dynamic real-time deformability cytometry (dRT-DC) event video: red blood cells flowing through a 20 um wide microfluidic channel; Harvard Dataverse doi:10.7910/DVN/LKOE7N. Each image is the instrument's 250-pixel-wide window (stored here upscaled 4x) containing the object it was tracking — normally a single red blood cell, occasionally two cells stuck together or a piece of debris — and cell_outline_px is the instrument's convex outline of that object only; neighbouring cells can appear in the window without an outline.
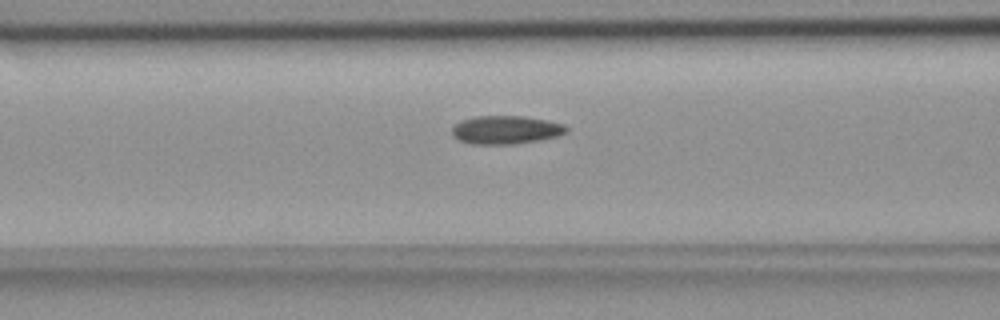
{"species": "common noctule bat (a hibernating species)", "species_latin": "Nyctalus noctula", "temperature_condition": "room temperature", "stored_images_in_passage": 39, "camera_frame_rate_fps": 3000, "um_per_image_px": 0.085, "animal": {"sex": "female", "body_mass_g": 18.4}, "frame": {"image": 1, "passage_image": 6, "time_ms": 1.667, "image_size_px": [1000, 320], "cell_outline_px": [[568, 132], [556, 136], [536, 140], [512, 144], [472, 144], [460, 140], [452, 136], [452, 128], [460, 120], [476, 116], [524, 116], [564, 124], [568, 128]], "centroid_in_image_um": [42.97, 11.03], "position_along_channel_um": 123.6, "area_um2": 18.73}}
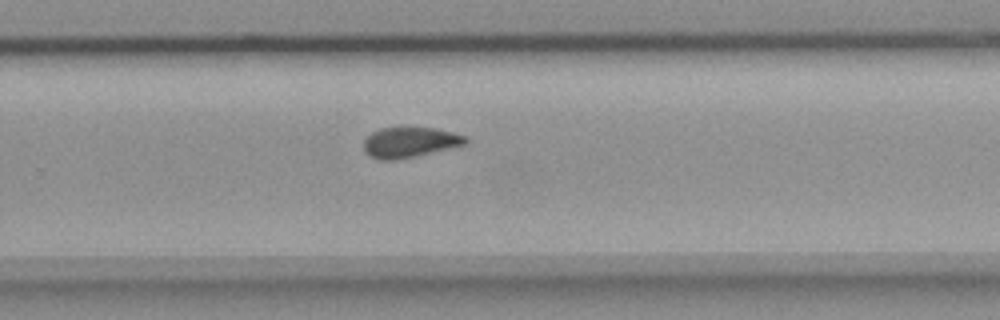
{"frame": {"image": 2, "passage_image": 20, "time_ms": 6.333, "image_size_px": [1000, 320], "cell_outline_px": [[468, 140], [464, 144], [412, 156], [392, 160], [380, 160], [364, 152], [364, 140], [372, 132], [380, 128], [436, 128], [452, 132], [464, 136]], "centroid_in_image_um": [34.77, 12.08], "position_along_channel_um": 295.0, "area_um2": 17.4}}
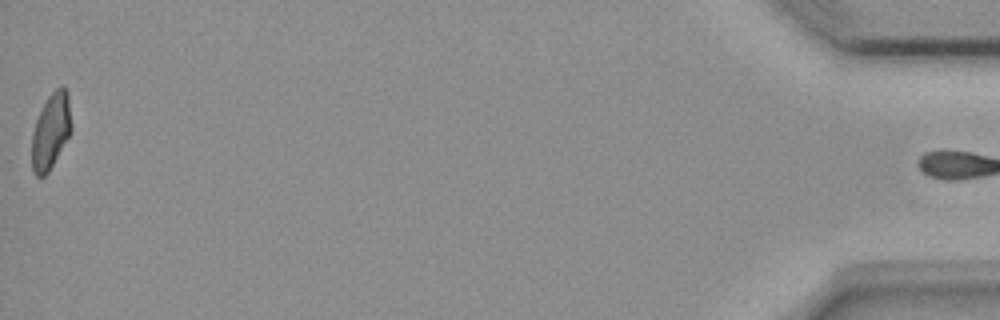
{"frame": {"image": 3, "passage_image": 39, "time_ms": 12.667, "image_size_px": [1000, 320], "cell_outline_px": [[72, 132], [48, 172], [44, 176], [36, 176], [32, 172], [32, 132], [36, 120], [48, 96], [56, 88], [64, 88], [68, 92], [72, 124]], "centroid_in_image_um": [4.33, 11.16], "position_along_channel_um": 430.9, "area_um2": 17.46}, "authors_computed_cell_mechanics": {"area_um2": 18.207, "velocity_mm_per_s": 3.6865, "shape_relaxation_time_tau1_ms": 7.1147, "shape_relaxation_time_tau2_ms": 3.0855, "deformation_change_tau1": 0.1513, "deformation_change_tau2": 0.0875}}